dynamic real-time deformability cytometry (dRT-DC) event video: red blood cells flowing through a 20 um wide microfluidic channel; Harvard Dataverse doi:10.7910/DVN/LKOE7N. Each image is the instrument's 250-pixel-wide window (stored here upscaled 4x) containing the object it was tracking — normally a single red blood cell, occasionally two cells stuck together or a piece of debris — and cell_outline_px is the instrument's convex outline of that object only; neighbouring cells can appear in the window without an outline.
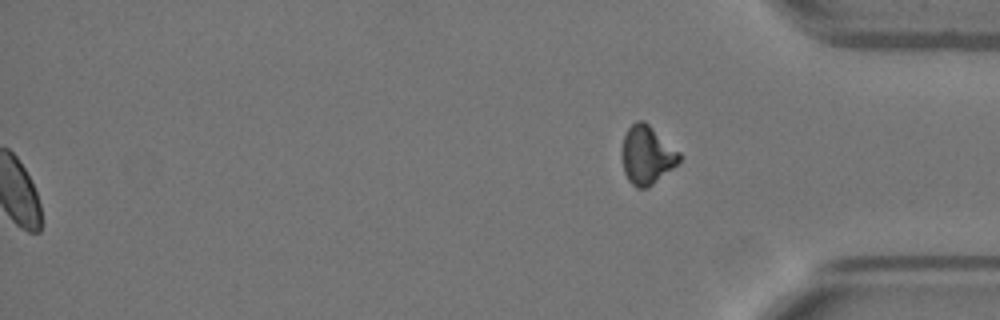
{"species": "Egyptian fruit bat (a non-hibernating species)", "species_latin": "Rousettus aegyptiacus", "temperature_condition": "warm", "stored_images_in_passage": 53, "segment_of_instrument_passage": [2, 2], "camera_frame_rate_fps": 3000, "um_per_image_px": 0.085, "animal": {"sex": "female"}, "frame": {"image": 1, "passage_image": 53, "time_ms": 17.333, "image_size_px": [1000, 320], "cell_outline_px": [[680, 160], [672, 168], [648, 188], [636, 188], [628, 180], [624, 172], [620, 152], [624, 136], [628, 128], [636, 120], [644, 120], [680, 152]], "centroid_in_image_um": [54.95, 13.17], "position_along_channel_um": 380.2, "area_um2": 19.59}}